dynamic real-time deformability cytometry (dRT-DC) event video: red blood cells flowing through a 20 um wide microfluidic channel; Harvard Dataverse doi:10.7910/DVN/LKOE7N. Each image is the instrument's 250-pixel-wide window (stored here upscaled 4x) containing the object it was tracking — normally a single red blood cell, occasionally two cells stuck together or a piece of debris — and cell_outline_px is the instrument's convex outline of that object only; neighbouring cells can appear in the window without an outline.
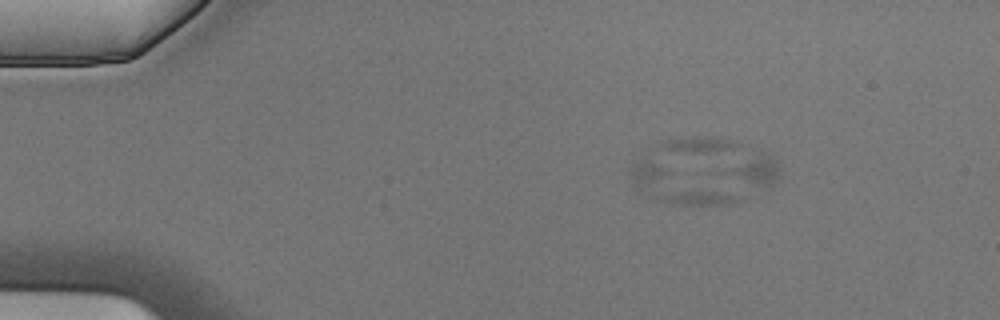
{"species": "Egyptian fruit bat (a non-hibernating species)", "species_latin": "Rousettus aegyptiacus", "temperature_condition": "cold", "stored_images_in_passage": 8, "segment_of_instrument_passage": [2, 2], "camera_frame_rate_fps": 3000, "um_per_image_px": 0.085, "animal": {"sex": "male"}, "frame": {"image": 1, "passage_image": 3, "time_ms": 0.667, "image_size_px": [1000, 320], "cell_outline_px": [[780, 176], [772, 188], [744, 200], [732, 204], [664, 204], [656, 200], [656, 196], [704, 172], [760, 152], [768, 152], [776, 160], [780, 168]], "centroid_in_image_um": [61.79, 15.52], "position_along_channel_um": 23.2, "area_um2": 27.28}}